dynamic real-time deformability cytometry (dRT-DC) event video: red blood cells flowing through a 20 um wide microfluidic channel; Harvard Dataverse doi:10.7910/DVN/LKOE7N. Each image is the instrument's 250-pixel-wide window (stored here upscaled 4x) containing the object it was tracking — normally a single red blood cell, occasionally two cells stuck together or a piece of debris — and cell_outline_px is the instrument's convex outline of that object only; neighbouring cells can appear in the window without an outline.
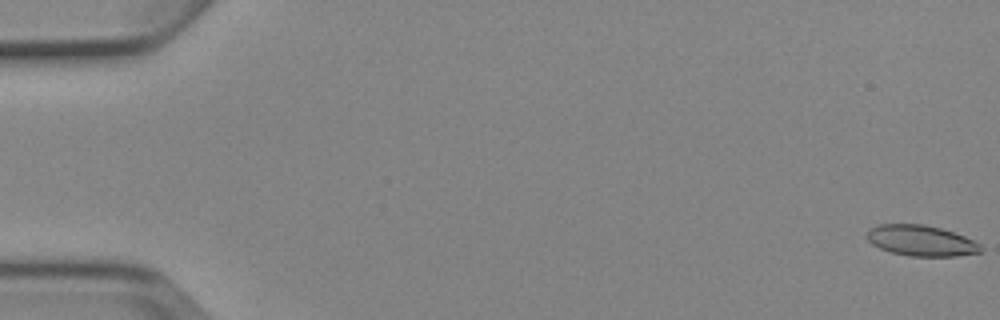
{"species": "Egyptian fruit bat (a non-hibernating species)", "species_latin": "Rousettus aegyptiacus", "temperature_condition": "cold", "stored_images_in_passage": 8, "camera_frame_rate_fps": 3000, "um_per_image_px": 0.085, "animal": {"sex": "female"}, "frame": {"image": 1, "passage_image": 1, "time_ms": 0.0, "image_size_px": [1000, 320], "cell_outline_px": [[980, 252], [956, 256], [908, 256], [892, 252], [880, 248], [872, 244], [868, 240], [868, 232], [872, 228], [880, 224], [924, 224], [940, 228], [964, 236], [980, 244]], "centroid_in_image_um": [78.29, 20.45], "position_along_channel_um": 6.7, "area_um2": 20.06}}
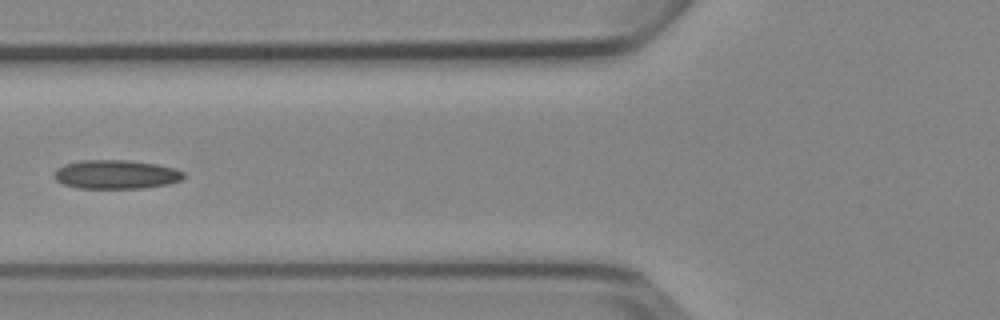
{"frame": {"image": 2, "passage_image": 7, "time_ms": 7.0, "image_size_px": [1000, 320], "cell_outline_px": [[184, 176], [180, 180], [168, 184], [140, 188], [80, 188], [64, 184], [56, 180], [52, 176], [56, 168], [64, 164], [80, 160], [128, 160], [156, 164], [176, 168], [184, 172]], "centroid_in_image_um": [9.83, 14.82], "position_along_channel_um": 116.0, "area_um2": 21.85}}
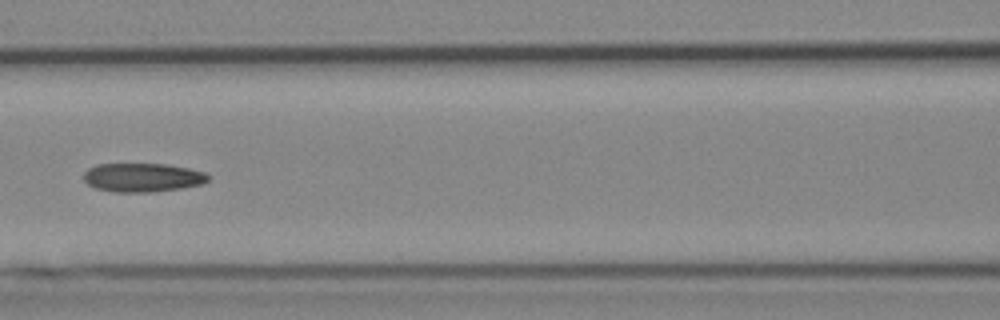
{"frame": {"image": 3, "passage_image": 8, "time_ms": 8.0, "image_size_px": [1000, 320], "cell_outline_px": [[212, 176], [204, 184], [180, 188], [152, 192], [112, 192], [96, 188], [88, 184], [84, 180], [84, 172], [88, 168], [96, 164], [168, 164], [188, 168], [204, 172]], "centroid_in_image_um": [12.13, 15.08], "position_along_channel_um": 154.5, "area_um2": 21.04}}